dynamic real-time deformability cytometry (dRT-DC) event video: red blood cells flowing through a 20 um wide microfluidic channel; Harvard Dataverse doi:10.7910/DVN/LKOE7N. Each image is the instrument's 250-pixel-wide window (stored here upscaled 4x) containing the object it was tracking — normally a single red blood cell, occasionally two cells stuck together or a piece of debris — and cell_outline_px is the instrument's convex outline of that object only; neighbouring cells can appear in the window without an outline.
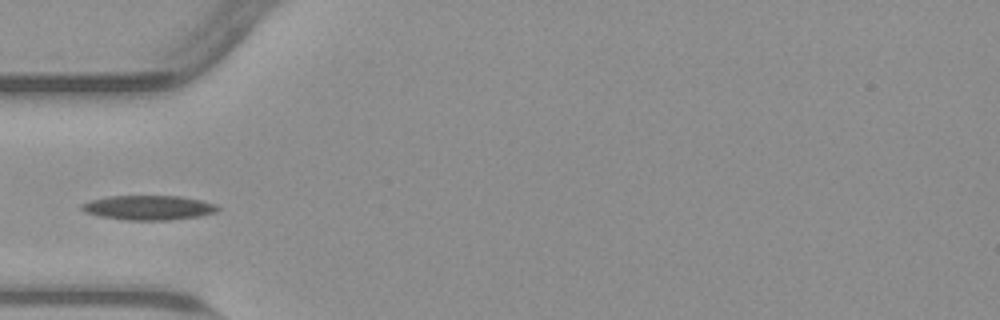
{"species": "common noctule bat (a hibernating species)", "species_latin": "Nyctalus noctula", "temperature_condition": "warm", "stored_images_in_passage": 32, "camera_frame_rate_fps": 3000, "um_per_image_px": 0.085, "animal": {"sex": "male", "body_mass_g": 23.1, "forearm_length_mm": 52.7}, "frame": {"image": 1, "passage_image": 1, "time_ms": 0.0, "image_size_px": [1000, 320], "cell_outline_px": [[220, 208], [216, 212], [200, 216], [168, 220], [128, 220], [100, 216], [84, 212], [80, 208], [80, 204], [92, 200], [108, 196], [180, 196], [200, 200], [216, 204]], "centroid_in_image_um": [12.62, 17.65], "position_along_channel_um": 72.4, "area_um2": 19.42}}
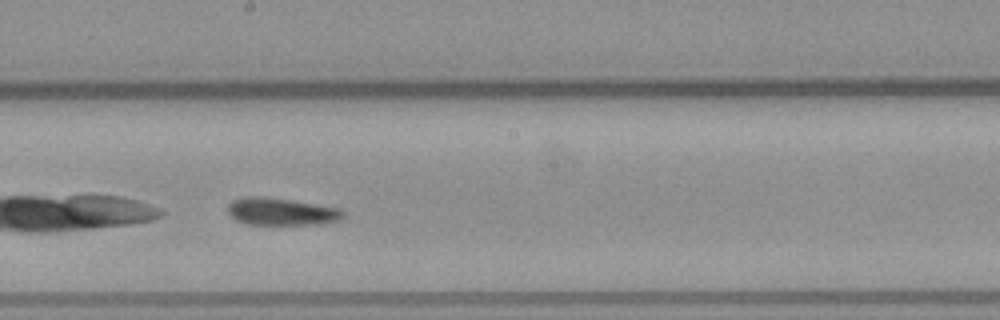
{"frame": {"image": 2, "passage_image": 13, "time_ms": 4.0, "image_size_px": [1000, 320], "cell_outline_px": [[344, 216], [340, 220], [316, 224], [248, 224], [236, 220], [228, 212], [228, 204], [232, 200], [244, 196], [264, 196], [340, 208], [344, 212]], "centroid_in_image_um": [23.89, 17.98], "position_along_channel_um": 224.3, "area_um2": 18.26}}
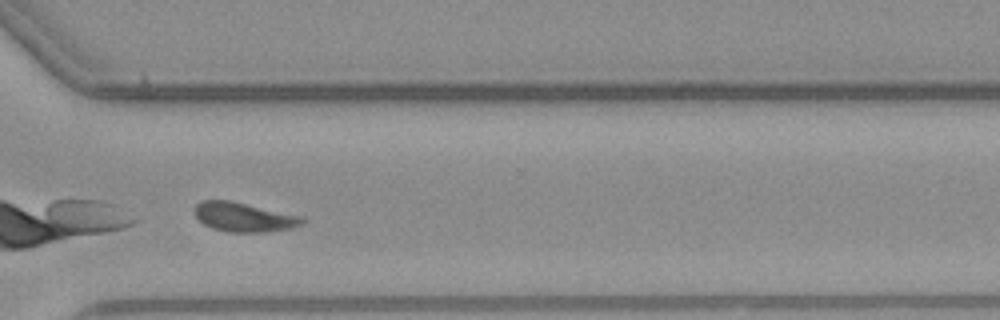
{"frame": {"image": 3, "passage_image": 23, "time_ms": 7.333, "image_size_px": [1000, 320], "cell_outline_px": [[304, 224], [292, 228], [264, 232], [228, 232], [212, 228], [204, 224], [192, 212], [196, 204], [200, 200], [232, 200], [304, 216]], "centroid_in_image_um": [20.74, 18.44], "position_along_channel_um": 349.9, "area_um2": 18.73}}